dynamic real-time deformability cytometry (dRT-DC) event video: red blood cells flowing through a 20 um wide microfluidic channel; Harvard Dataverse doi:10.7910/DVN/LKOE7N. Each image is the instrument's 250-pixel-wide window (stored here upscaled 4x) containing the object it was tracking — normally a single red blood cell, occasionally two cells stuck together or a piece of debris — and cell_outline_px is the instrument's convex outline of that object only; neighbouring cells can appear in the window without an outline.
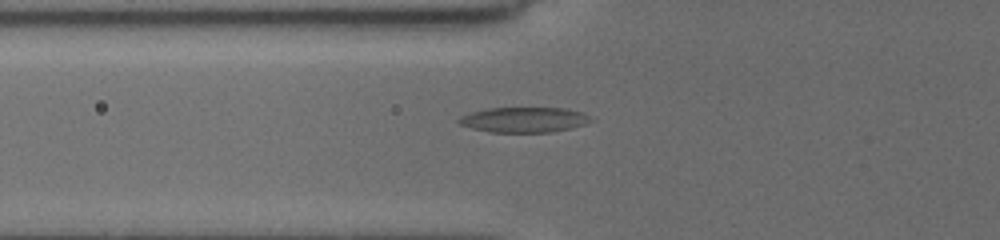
{"species": "common noctule bat (a hibernating species)", "species_latin": "Nyctalus noctula", "temperature_condition": "cold", "stored_images_in_passage": 17, "camera_frame_rate_fps": 3000, "um_per_image_px": 0.085, "animal": {"sex": "female", "body_mass_g": 19.5, "forearm_length_mm": 54.1}, "frame": {"image": 1, "passage_image": 2, "time_ms": 0.333, "image_size_px": [1000, 240], "cell_outline_px": [[592, 120], [584, 124], [568, 128], [548, 132], [492, 132], [472, 128], [460, 124], [456, 120], [460, 116], [472, 112], [488, 108], [560, 108], [580, 112], [588, 116]], "centroid_in_image_um": [44.47, 10.17], "position_along_channel_um": 81.3, "area_um2": 18.96}}
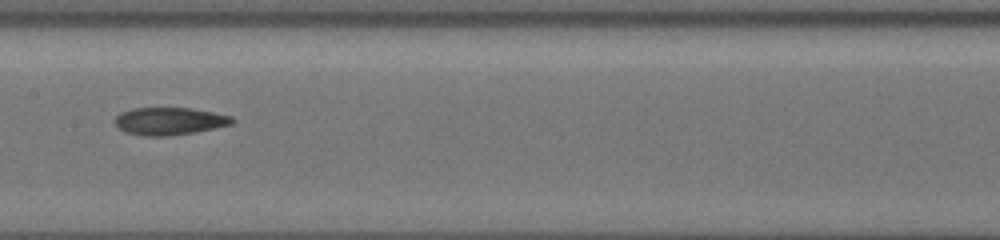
{"frame": {"image": 2, "passage_image": 10, "time_ms": 3.333, "image_size_px": [1000, 240], "cell_outline_px": [[236, 120], [232, 124], [192, 132], [164, 136], [148, 136], [128, 132], [120, 128], [116, 124], [116, 116], [120, 112], [132, 108], [192, 108], [232, 116]], "centroid_in_image_um": [14.42, 10.28], "position_along_channel_um": 193.0, "area_um2": 18.44}}
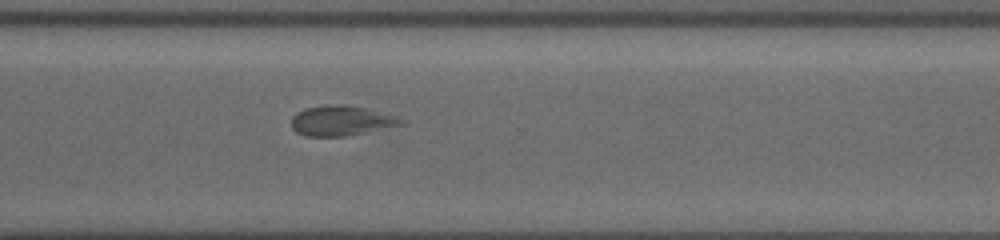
{"frame": {"image": 3, "passage_image": 17, "time_ms": 7.333, "image_size_px": [1000, 240], "cell_outline_px": [[408, 120], [404, 124], [348, 136], [304, 136], [296, 132], [292, 128], [292, 116], [296, 112], [304, 108], [328, 104], [348, 104], [368, 108], [396, 116]], "centroid_in_image_um": [29.02, 10.24], "position_along_channel_um": 341.6, "area_um2": 19.59}}